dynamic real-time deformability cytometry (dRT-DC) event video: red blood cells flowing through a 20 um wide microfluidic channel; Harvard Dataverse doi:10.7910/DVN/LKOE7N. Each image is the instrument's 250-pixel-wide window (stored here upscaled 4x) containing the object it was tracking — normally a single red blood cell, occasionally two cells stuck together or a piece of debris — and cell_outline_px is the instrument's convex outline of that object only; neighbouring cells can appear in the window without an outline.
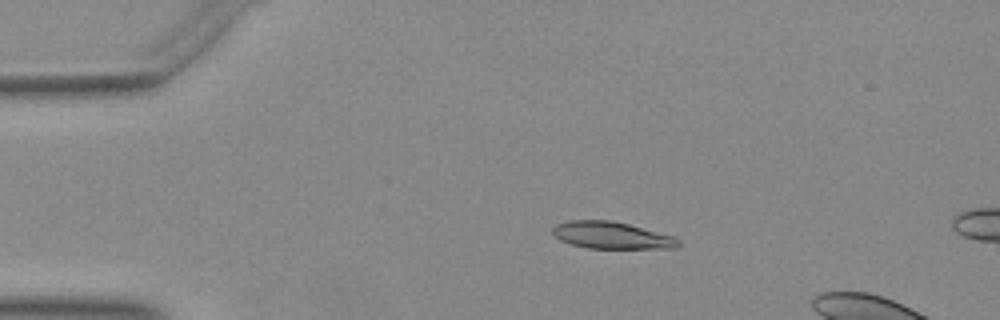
{"species": "Egyptian fruit bat (a non-hibernating species)", "species_latin": "Rousettus aegyptiacus", "temperature_condition": "warm", "stored_images_in_passage": 13, "camera_frame_rate_fps": 3000, "um_per_image_px": 0.085, "animal": {"sex": "female"}, "frame": {"image": 1, "passage_image": 10, "time_ms": 3.0, "image_size_px": [1000, 320], "cell_outline_px": [[680, 244], [676, 248], [588, 248], [572, 244], [560, 240], [552, 236], [552, 228], [556, 224], [568, 220], [612, 220], [628, 224], [672, 236], [680, 240]], "centroid_in_image_um": [51.93, 20.0], "position_along_channel_um": 33.1, "area_um2": 19.71}}